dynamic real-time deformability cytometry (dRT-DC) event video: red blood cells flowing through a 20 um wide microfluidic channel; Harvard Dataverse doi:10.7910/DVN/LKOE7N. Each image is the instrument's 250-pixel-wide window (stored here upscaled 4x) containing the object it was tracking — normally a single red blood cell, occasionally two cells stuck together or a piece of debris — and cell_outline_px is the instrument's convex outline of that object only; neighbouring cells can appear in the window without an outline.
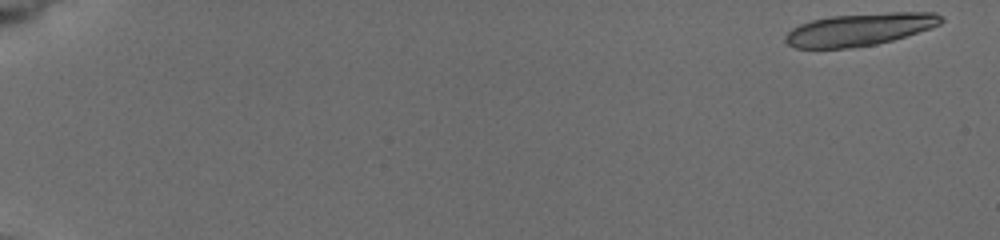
{"species": "common noctule bat (a hibernating species)", "species_latin": "Nyctalus noctula", "temperature_condition": "cold", "stored_images_in_passage": 9, "camera_frame_rate_fps": 3000, "um_per_image_px": 0.085, "animal": {"sex": "female", "body_mass_g": 19.5, "forearm_length_mm": 54.1}, "frame": {"image": 1, "passage_image": 1, "time_ms": 0.0, "image_size_px": [1000, 240], "cell_outline_px": [[944, 20], [940, 24], [932, 28], [892, 40], [876, 44], [852, 48], [796, 48], [788, 44], [784, 40], [784, 36], [792, 28], [800, 24], [812, 20], [832, 16], [888, 12], [936, 12]], "centroid_in_image_um": [73.08, 2.5], "position_along_channel_um": 11.9, "area_um2": 29.48}}